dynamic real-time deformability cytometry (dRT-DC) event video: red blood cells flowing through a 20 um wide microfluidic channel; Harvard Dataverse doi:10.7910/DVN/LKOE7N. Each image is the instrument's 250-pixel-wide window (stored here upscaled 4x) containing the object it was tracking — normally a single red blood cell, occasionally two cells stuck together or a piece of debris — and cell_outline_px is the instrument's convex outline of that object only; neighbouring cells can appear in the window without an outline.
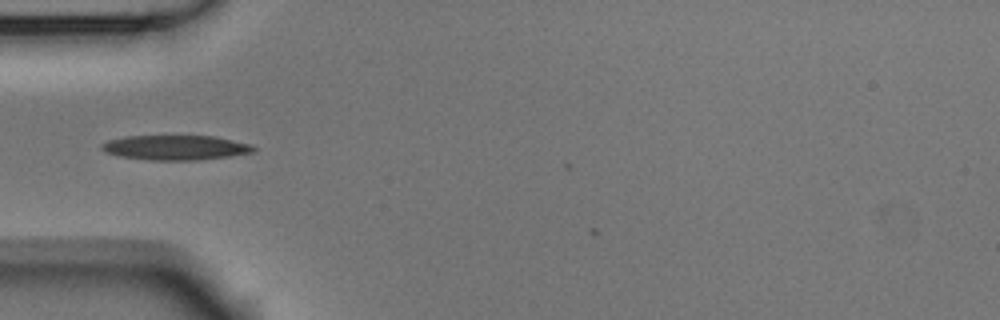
{"species": "Egyptian fruit bat (a non-hibernating species)", "species_latin": "Rousettus aegyptiacus", "temperature_condition": "room temperature", "stored_images_in_passage": 4, "camera_frame_rate_fps": 3000, "um_per_image_px": 0.085, "animal": {"sex": "male"}, "frame": {"image": 1, "passage_image": 1, "time_ms": 0.0, "image_size_px": [1000, 320], "cell_outline_px": [[256, 148], [252, 152], [228, 156], [200, 160], [148, 160], [120, 156], [104, 152], [100, 148], [100, 144], [108, 140], [124, 136], [216, 136], [252, 144]], "centroid_in_image_um": [14.89, 12.54], "position_along_channel_um": 70.1, "area_um2": 22.02}}